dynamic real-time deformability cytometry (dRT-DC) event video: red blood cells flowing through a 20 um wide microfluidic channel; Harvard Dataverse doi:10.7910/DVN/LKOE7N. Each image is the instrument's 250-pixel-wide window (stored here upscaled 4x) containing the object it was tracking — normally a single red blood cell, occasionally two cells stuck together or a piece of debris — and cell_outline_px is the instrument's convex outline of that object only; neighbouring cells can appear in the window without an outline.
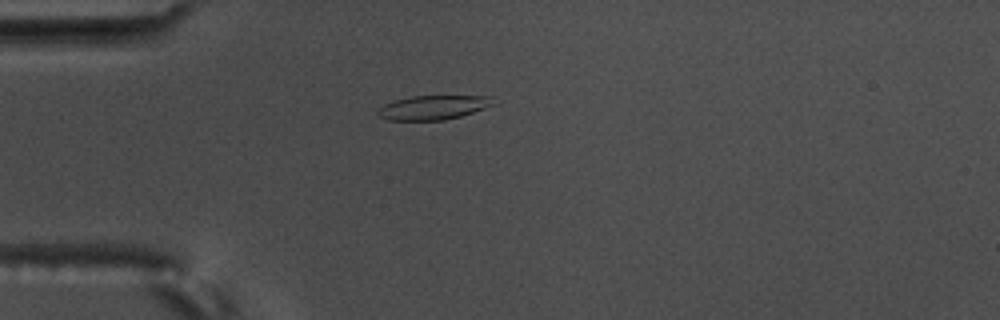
{"species": "common noctule bat (a hibernating species)", "species_latin": "Nyctalus noctula", "temperature_condition": "warm", "stored_images_in_passage": 3, "camera_frame_rate_fps": 3000, "um_per_image_px": 0.085, "animal": {"sex": "male", "body_mass_g": 17.5, "forearm_length_mm": 52.3}, "frame": {"image": 1, "passage_image": 3, "time_ms": 0.667, "image_size_px": [1000, 320], "cell_outline_px": [[496, 104], [460, 116], [444, 120], [388, 120], [376, 116], [376, 112], [384, 104], [396, 100], [412, 96], [492, 96]], "centroid_in_image_um": [36.81, 9.13], "position_along_channel_um": 48.2, "area_um2": 16.24}}